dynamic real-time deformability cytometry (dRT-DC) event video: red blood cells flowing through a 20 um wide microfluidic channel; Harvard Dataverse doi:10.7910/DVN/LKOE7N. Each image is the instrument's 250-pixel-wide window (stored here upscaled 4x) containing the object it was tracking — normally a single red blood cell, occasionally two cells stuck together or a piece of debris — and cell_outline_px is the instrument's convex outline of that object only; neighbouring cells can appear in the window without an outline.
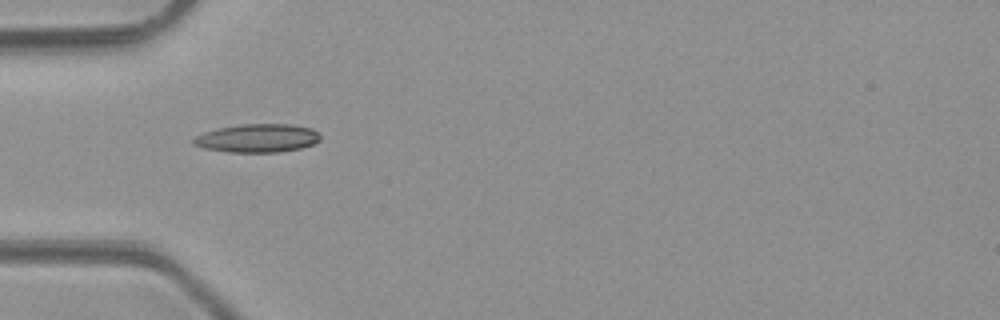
{"species": "common noctule bat (a hibernating species)", "species_latin": "Nyctalus noctula", "temperature_condition": "room temperature", "stored_images_in_passage": 6, "camera_frame_rate_fps": 3000, "um_per_image_px": 0.085, "animal": {"sex": "male", "body_mass_g": 23.1, "forearm_length_mm": 52.7}, "frame": {"image": 1, "passage_image": 5, "time_ms": 4.667, "image_size_px": [1000, 320], "cell_outline_px": [[320, 140], [312, 144], [300, 148], [280, 152], [228, 152], [204, 148], [192, 144], [192, 140], [196, 136], [204, 132], [220, 128], [244, 124], [288, 124], [312, 128], [320, 136]], "centroid_in_image_um": [21.87, 11.75], "position_along_channel_um": 63.1, "area_um2": 20.81}}
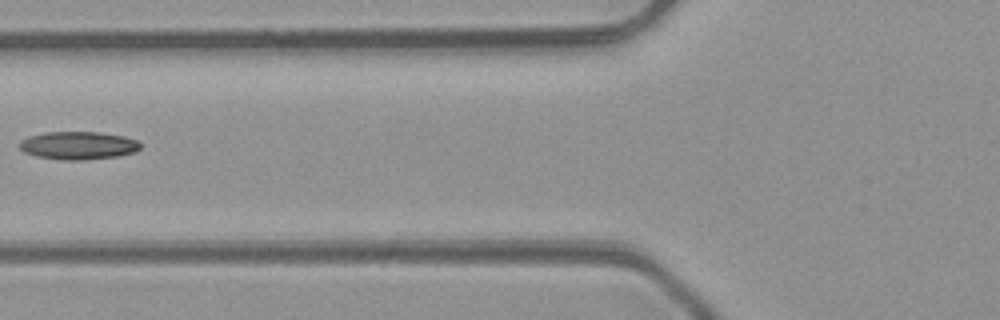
{"frame": {"image": 2, "passage_image": 6, "time_ms": 6.0, "image_size_px": [1000, 320], "cell_outline_px": [[140, 148], [136, 152], [116, 156], [88, 160], [60, 160], [36, 156], [24, 152], [20, 148], [20, 140], [28, 136], [48, 132], [100, 132], [124, 136], [136, 140], [140, 144]], "centroid_in_image_um": [6.65, 12.37], "position_along_channel_um": 119.2, "area_um2": 19.77}}